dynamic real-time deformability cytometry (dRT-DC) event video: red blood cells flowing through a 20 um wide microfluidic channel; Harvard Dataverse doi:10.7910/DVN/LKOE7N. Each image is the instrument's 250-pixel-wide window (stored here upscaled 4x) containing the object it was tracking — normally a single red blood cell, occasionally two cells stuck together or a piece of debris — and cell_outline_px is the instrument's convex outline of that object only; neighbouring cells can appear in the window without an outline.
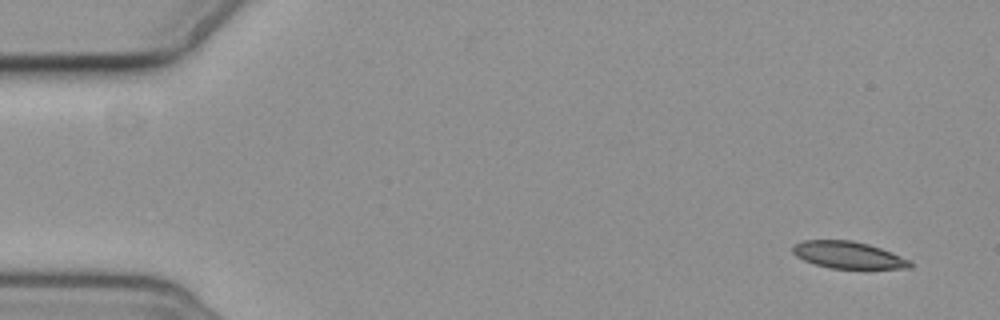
{"species": "common noctule bat (a hibernating species)", "species_latin": "Nyctalus noctula", "temperature_condition": "cold", "stored_images_in_passage": 5, "camera_frame_rate_fps": 3000, "um_per_image_px": 0.085, "animal": {"sex": "female", "body_mass_g": 19.3, "forearm_length_mm": 54.1}, "frame": {"image": 1, "passage_image": 1, "time_ms": 0.0, "image_size_px": [1000, 320], "cell_outline_px": [[912, 268], [828, 268], [804, 260], [796, 256], [792, 252], [792, 244], [804, 240], [852, 240], [868, 244], [892, 252], [912, 260]], "centroid_in_image_um": [72.1, 21.66], "position_along_channel_um": 12.9, "area_um2": 18.5}}
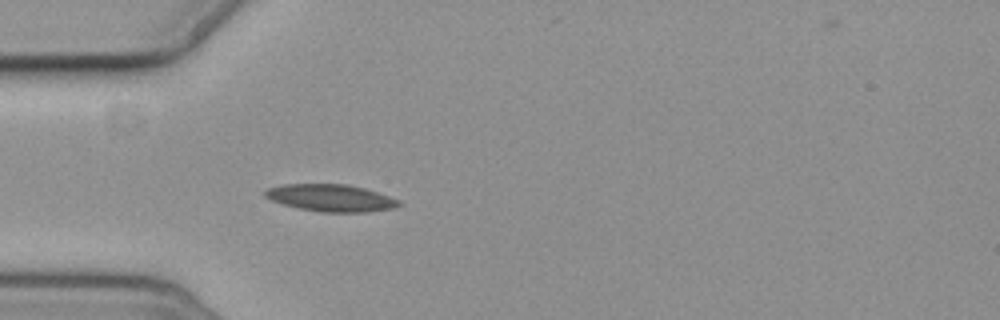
{"frame": {"image": 2, "passage_image": 5, "time_ms": 4.667, "image_size_px": [1000, 320], "cell_outline_px": [[400, 204], [396, 208], [368, 212], [320, 212], [300, 208], [284, 204], [272, 200], [264, 196], [264, 192], [268, 188], [284, 184], [344, 184], [364, 188], [400, 200]], "centroid_in_image_um": [28.14, 16.82], "position_along_channel_um": 56.9, "area_um2": 20.98}}